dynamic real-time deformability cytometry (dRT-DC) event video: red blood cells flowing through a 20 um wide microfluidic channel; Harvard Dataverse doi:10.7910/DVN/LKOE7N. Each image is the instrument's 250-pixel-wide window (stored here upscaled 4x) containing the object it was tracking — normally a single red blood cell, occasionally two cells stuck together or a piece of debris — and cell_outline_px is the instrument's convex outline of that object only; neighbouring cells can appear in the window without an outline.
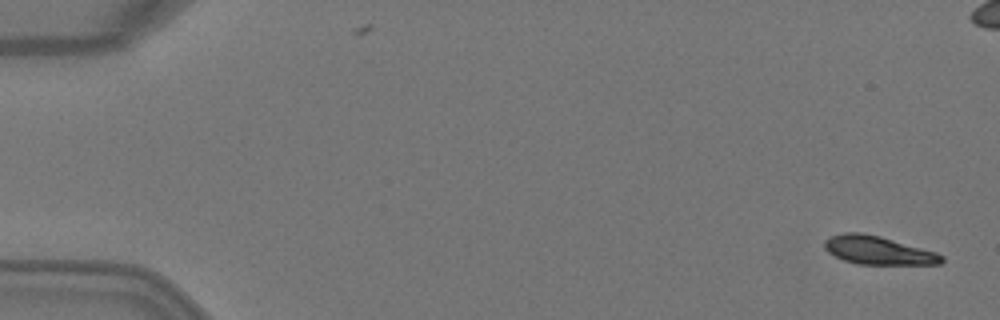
{"species": "Egyptian fruit bat (a non-hibernating species)", "species_latin": "Rousettus aegyptiacus", "temperature_condition": "warm", "stored_images_in_passage": 5, "camera_frame_rate_fps": 3000, "um_per_image_px": 0.085, "animal": {"sex": "female"}, "frame": {"image": 1, "passage_image": 1, "time_ms": 0.0, "image_size_px": [1000, 320], "cell_outline_px": [[944, 260], [940, 264], [856, 264], [844, 260], [828, 252], [824, 248], [824, 240], [832, 236], [844, 232], [860, 232], [880, 236], [936, 252], [944, 256]], "centroid_in_image_um": [74.63, 21.27], "position_along_channel_um": 10.4, "area_um2": 19.25}}